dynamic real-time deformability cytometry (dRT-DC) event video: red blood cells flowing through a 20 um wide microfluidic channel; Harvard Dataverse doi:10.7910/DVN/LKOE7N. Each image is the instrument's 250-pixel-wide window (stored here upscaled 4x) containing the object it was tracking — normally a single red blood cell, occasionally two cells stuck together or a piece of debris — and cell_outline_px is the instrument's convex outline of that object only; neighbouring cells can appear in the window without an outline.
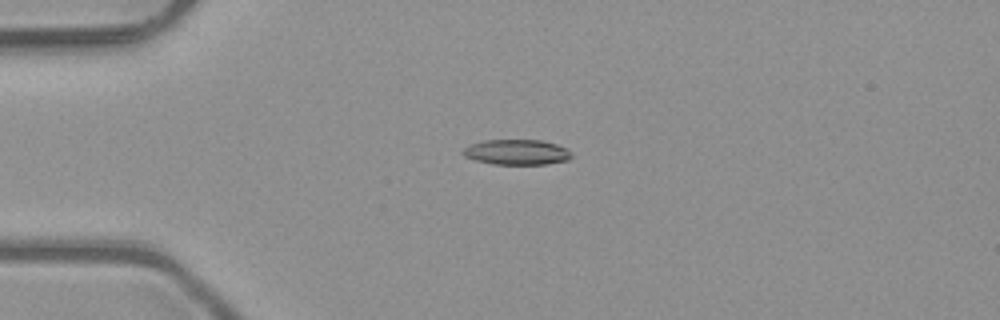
{"species": "common noctule bat (a hibernating species)", "species_latin": "Nyctalus noctula", "temperature_condition": "room temperature", "stored_images_in_passage": 5, "camera_frame_rate_fps": 3000, "um_per_image_px": 0.085, "animal": {"sex": "male", "body_mass_g": 23.1, "forearm_length_mm": 52.7}, "frame": {"image": 1, "passage_image": 4, "time_ms": 1.0, "image_size_px": [1000, 320], "cell_outline_px": [[572, 156], [568, 160], [548, 164], [492, 164], [476, 160], [464, 156], [460, 152], [468, 144], [484, 140], [540, 140], [556, 144], [568, 148], [572, 152]], "centroid_in_image_um": [43.92, 12.93], "position_along_channel_um": 41.1, "area_um2": 16.18}}